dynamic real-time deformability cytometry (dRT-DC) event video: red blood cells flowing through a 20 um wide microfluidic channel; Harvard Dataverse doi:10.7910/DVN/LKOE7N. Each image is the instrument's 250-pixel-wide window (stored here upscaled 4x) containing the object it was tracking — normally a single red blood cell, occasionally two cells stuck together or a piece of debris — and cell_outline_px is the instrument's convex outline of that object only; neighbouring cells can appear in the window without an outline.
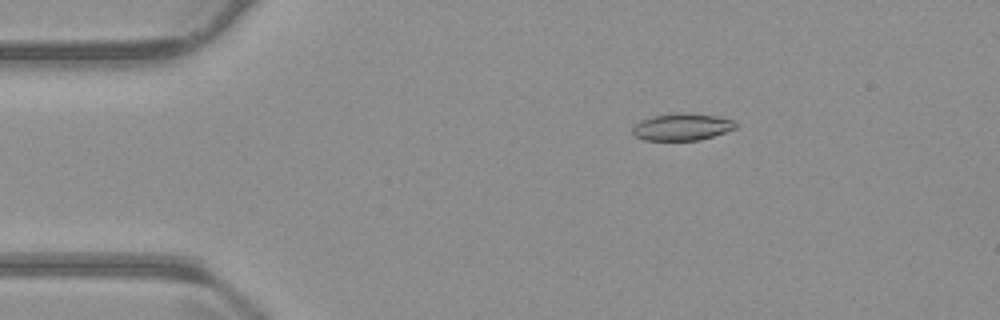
{"species": "common noctule bat (a hibernating species)", "species_latin": "Nyctalus noctula", "temperature_condition": "warm", "stored_images_in_passage": 55, "camera_frame_rate_fps": 3000, "um_per_image_px": 0.085, "animal": {"sex": "male", "body_mass_g": 23.1, "forearm_length_mm": 52.7}, "frame": {"image": 1, "passage_image": 10, "time_ms": 3.0, "image_size_px": [1000, 320], "cell_outline_px": [[736, 128], [700, 140], [644, 140], [636, 136], [632, 132], [632, 128], [640, 120], [652, 116], [680, 112], [716, 116], [732, 120], [736, 124]], "centroid_in_image_um": [57.93, 10.78], "position_along_channel_um": 27.1, "area_um2": 16.07}}
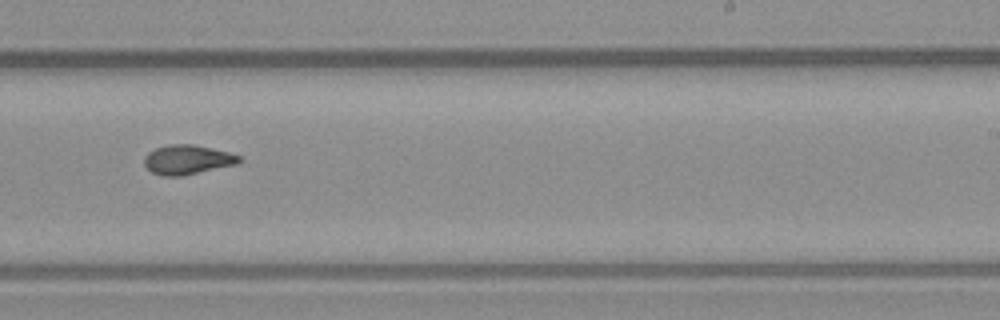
{"frame": {"image": 2, "passage_image": 34, "time_ms": 11.0, "image_size_px": [1000, 320], "cell_outline_px": [[244, 160], [236, 164], [180, 176], [160, 176], [152, 172], [144, 164], [144, 156], [148, 152], [156, 148], [168, 144], [196, 144], [228, 152], [240, 156]], "centroid_in_image_um": [15.92, 13.56], "position_along_channel_um": 273.1, "area_um2": 16.3}}
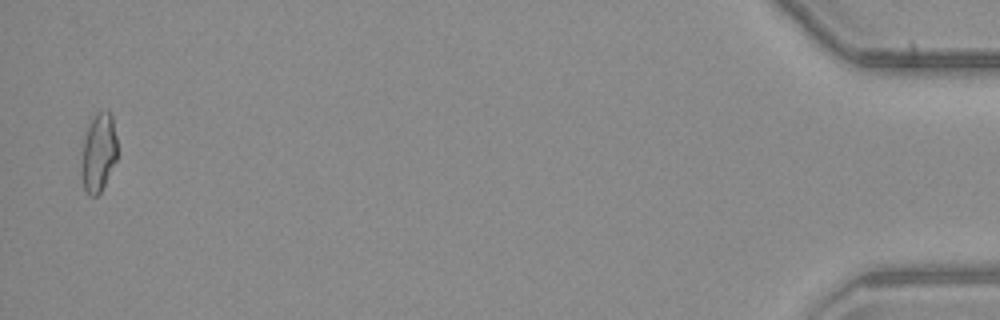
{"frame": {"image": 3, "passage_image": 54, "time_ms": 17.667, "image_size_px": [1000, 320], "cell_outline_px": [[116, 160], [100, 192], [96, 196], [88, 196], [84, 188], [80, 172], [80, 168], [84, 136], [96, 112], [108, 112], [112, 116], [116, 136]], "centroid_in_image_um": [8.34, 13.01], "position_along_channel_um": 426.9, "area_um2": 16.24}, "authors_computed_cell_mechanics": {"area_um2": 16.184, "velocity_mm_per_s": 3.8048, "shape_relaxation_time_tau1_ms": null, "shape_relaxation_time_tau2_ms": 3.0883, "deformation_change_tau1": null, "deformation_change_tau2": 0.1015}}